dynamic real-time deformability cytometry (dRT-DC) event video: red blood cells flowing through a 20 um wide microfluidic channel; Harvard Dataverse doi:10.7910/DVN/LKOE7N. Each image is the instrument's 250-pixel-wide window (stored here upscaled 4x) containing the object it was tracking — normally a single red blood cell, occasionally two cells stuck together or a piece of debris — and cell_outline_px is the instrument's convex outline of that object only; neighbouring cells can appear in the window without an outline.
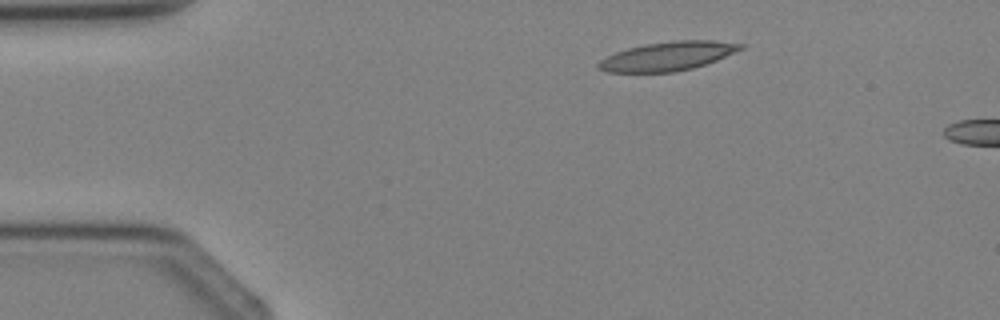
{"species": "Egyptian fruit bat (a non-hibernating species)", "species_latin": "Rousettus aegyptiacus", "temperature_condition": "cold", "stored_images_in_passage": 3, "camera_frame_rate_fps": 3000, "um_per_image_px": 0.085, "animal": {"sex": "female"}, "frame": {"image": 1, "passage_image": 2, "time_ms": 1.333, "image_size_px": [1000, 320], "cell_outline_px": [[744, 48], [716, 60], [692, 68], [676, 72], [604, 72], [596, 68], [596, 64], [600, 60], [616, 52], [628, 48], [644, 44], [676, 40], [712, 40], [744, 44]], "centroid_in_image_um": [56.72, 4.77], "position_along_channel_um": 28.3, "area_um2": 23.87}}